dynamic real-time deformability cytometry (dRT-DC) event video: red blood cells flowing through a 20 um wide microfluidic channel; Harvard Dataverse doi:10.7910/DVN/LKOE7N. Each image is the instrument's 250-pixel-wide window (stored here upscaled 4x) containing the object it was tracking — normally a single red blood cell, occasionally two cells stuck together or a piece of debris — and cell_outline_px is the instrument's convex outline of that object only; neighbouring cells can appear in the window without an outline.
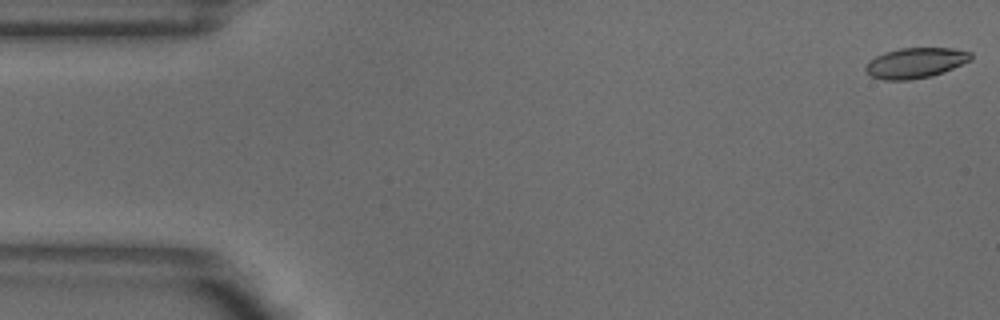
{"species": "common noctule bat (a hibernating species)", "species_latin": "Nyctalus noctula", "temperature_condition": "warm", "stored_images_in_passage": 3, "camera_frame_rate_fps": 3000, "um_per_image_px": 0.085, "animal": {"sex": "male", "body_mass_g": 18.8}, "frame": {"image": 1, "passage_image": 1, "time_ms": 0.0, "image_size_px": [1000, 320], "cell_outline_px": [[972, 60], [932, 76], [908, 80], [884, 80], [872, 76], [864, 68], [868, 60], [884, 52], [900, 48], [952, 48], [972, 52]], "centroid_in_image_um": [77.81, 5.34], "position_along_channel_um": 7.2, "area_um2": 18.61}}